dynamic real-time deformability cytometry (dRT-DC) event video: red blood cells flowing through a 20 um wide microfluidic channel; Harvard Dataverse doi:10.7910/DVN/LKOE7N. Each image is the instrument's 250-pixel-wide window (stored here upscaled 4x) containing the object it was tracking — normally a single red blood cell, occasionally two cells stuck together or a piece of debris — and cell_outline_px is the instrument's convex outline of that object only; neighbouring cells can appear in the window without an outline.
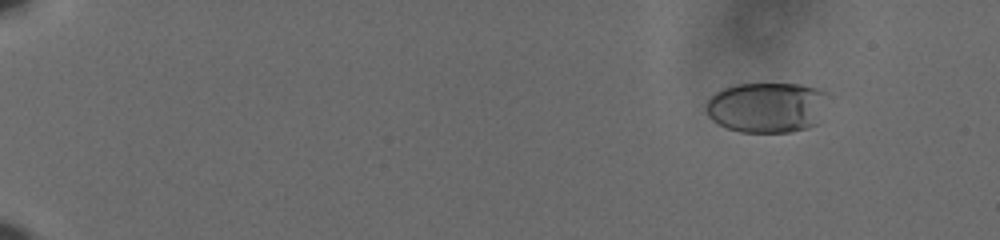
{"species": "human", "species_latin": "Homo sapiens", "temperature_condition": "cold", "stored_images_in_passage": 62, "camera_frame_rate_fps": 3000, "um_per_image_px": 0.085, "donor": {"sex": "male"}, "frame": {"image": 1, "passage_image": 9, "time_ms": 2.667, "image_size_px": [1000, 240], "cell_outline_px": [[832, 96], [820, 124], [808, 128], [788, 132], [740, 132], [728, 128], [712, 120], [708, 116], [704, 108], [704, 104], [716, 92], [724, 88], [736, 84], [800, 84], [820, 88], [828, 92]], "centroid_in_image_um": [65.3, 9.12], "position_along_channel_um": 19.7, "area_um2": 36.93}}
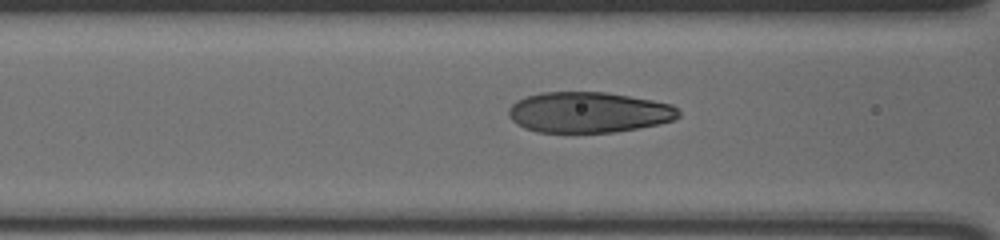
{"frame": {"image": 2, "passage_image": 30, "time_ms": 9.667, "image_size_px": [1000, 240], "cell_outline_px": [[680, 116], [676, 120], [660, 124], [616, 132], [536, 132], [524, 128], [516, 124], [508, 116], [508, 108], [516, 100], [540, 92], [604, 92], [652, 100], [672, 104], [680, 112]], "centroid_in_image_um": [50.03, 9.55], "position_along_channel_um": 116.6, "area_um2": 40.52}}
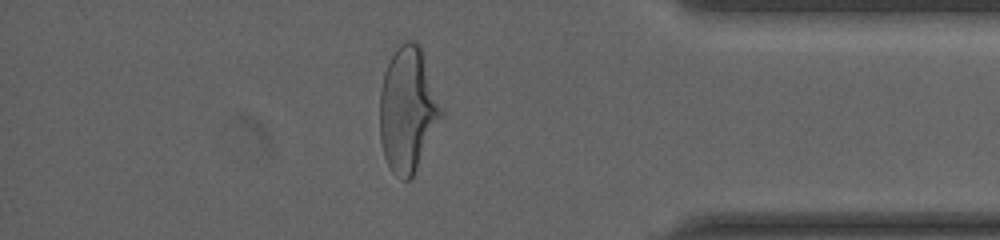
{"frame": {"image": 3, "passage_image": 55, "time_ms": 18.0, "image_size_px": [1000, 240], "cell_outline_px": [[444, 116], [412, 176], [408, 180], [400, 180], [392, 172], [384, 156], [380, 140], [380, 88], [384, 72], [396, 48], [400, 44], [408, 40], [412, 40], [420, 48], [444, 112]], "centroid_in_image_um": [34.65, 9.36], "position_along_channel_um": 400.5, "area_um2": 44.39}, "authors_computed_cell_mechanics": {"area_um2": 40.8068, "velocity_mm_per_s": 3.6284, "shape_relaxation_time_tau1_ms": 4.318, "shape_relaxation_time_tau2_ms": null, "deformation_change_tau1": 0.1856, "deformation_change_tau2": null}}